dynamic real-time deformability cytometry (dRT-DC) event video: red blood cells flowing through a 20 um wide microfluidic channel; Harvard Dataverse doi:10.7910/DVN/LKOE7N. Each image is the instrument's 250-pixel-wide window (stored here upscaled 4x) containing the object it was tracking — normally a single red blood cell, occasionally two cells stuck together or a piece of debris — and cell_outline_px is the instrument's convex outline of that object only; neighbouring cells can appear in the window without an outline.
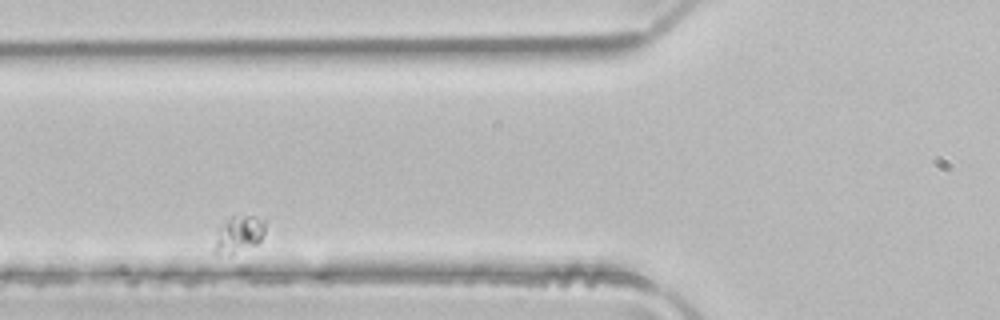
{"species": "common noctule bat (a hibernating species)", "species_latin": "Nyctalus noctula", "temperature_condition": "room temperature", "stored_images_in_passage": 4, "segment_of_instrument_passage": [1, 2], "camera_frame_rate_fps": 3000, "um_per_image_px": 0.085, "animal": {"sex": "male", "body_mass_g": 21.5, "forearm_length_mm": 52.0}, "frame": {"image": 1, "passage_image": 2, "time_ms": 0.333, "image_size_px": [1000, 320], "cell_outline_px": [[264, 232], [260, 240], [256, 244], [232, 252], [216, 256], [212, 252], [212, 248], [216, 228], [224, 220], [232, 216], [264, 216]], "centroid_in_image_um": [20.2, 19.88], "position_along_channel_um": 105.6, "area_um2": 11.16}}
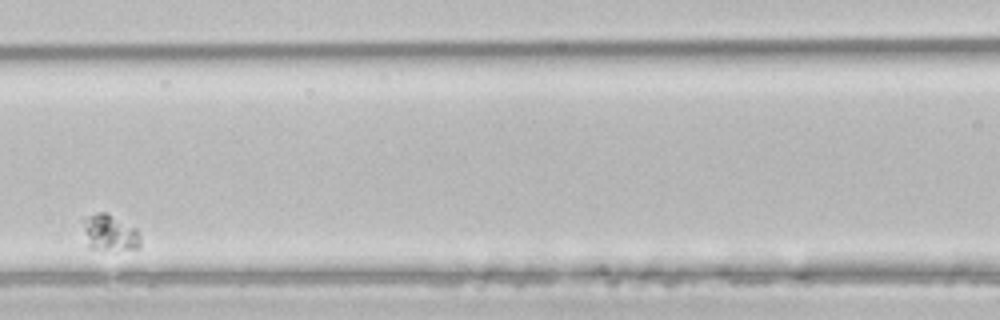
{"frame": {"image": 2, "passage_image": 3, "time_ms": 0.667, "image_size_px": [1000, 320], "cell_outline_px": [[140, 248], [116, 252], [104, 252], [88, 248], [80, 220], [96, 212], [108, 212], [136, 228], [140, 236]], "centroid_in_image_um": [9.3, 19.83], "position_along_channel_um": 157.3, "area_um2": 13.06}}